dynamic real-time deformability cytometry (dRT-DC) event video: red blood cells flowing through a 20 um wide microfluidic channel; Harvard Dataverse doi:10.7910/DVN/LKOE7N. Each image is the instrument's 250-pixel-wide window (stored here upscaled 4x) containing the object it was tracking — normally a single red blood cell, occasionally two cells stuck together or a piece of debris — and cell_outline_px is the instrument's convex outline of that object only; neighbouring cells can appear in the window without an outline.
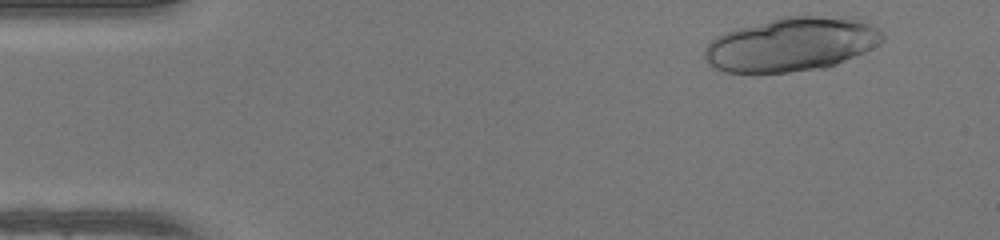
{"species": "human", "species_latin": "Homo sapiens", "temperature_condition": "warm", "stored_images_in_passage": 11, "camera_frame_rate_fps": 3000, "um_per_image_px": 0.085, "donor": {"sex": "female"}, "frame": {"image": 1, "passage_image": 2, "time_ms": 0.333, "image_size_px": [1000, 240], "cell_outline_px": [[884, 40], [880, 44], [864, 52], [828, 68], [788, 72], [724, 72], [708, 64], [704, 56], [704, 52], [708, 44], [716, 36], [724, 32], [784, 16], [856, 16], [880, 28], [884, 32]], "centroid_in_image_um": [67.36, 3.75], "position_along_channel_um": 17.6, "area_um2": 56.41}}